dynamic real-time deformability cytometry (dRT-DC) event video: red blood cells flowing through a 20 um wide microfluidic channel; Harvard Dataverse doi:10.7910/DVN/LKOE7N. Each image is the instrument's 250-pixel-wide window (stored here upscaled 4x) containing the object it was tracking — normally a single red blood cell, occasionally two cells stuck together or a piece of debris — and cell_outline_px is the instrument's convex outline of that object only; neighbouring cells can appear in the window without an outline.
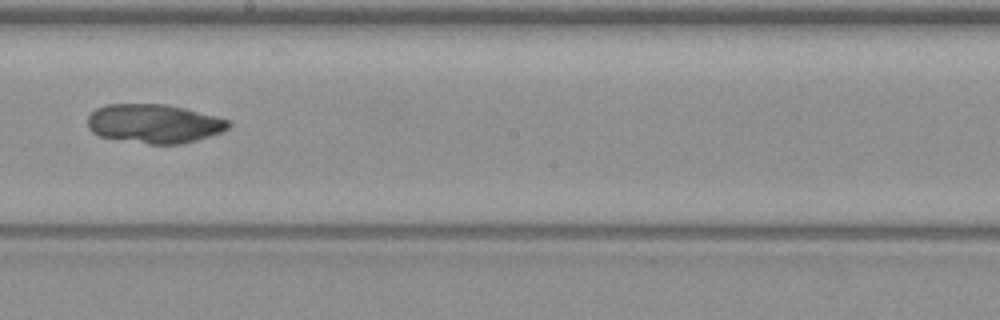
{"species": "common noctule bat (a hibernating species)", "species_latin": "Nyctalus noctula", "temperature_condition": "warm", "stored_images_in_passage": 8, "camera_frame_rate_fps": 3000, "um_per_image_px": 0.085, "animal": {"sex": "female", "body_mass_g": 19.3, "forearm_length_mm": 54.1}, "frame": {"image": 1, "passage_image": 6, "time_ms": 6.0, "image_size_px": [1000, 320], "cell_outline_px": [[232, 124], [228, 128], [220, 132], [196, 140], [180, 144], [148, 144], [100, 136], [92, 132], [88, 128], [88, 116], [96, 108], [108, 104], [164, 104], [184, 108], [228, 120]], "centroid_in_image_um": [13.07, 10.51], "position_along_channel_um": 235.1, "area_um2": 31.67}}
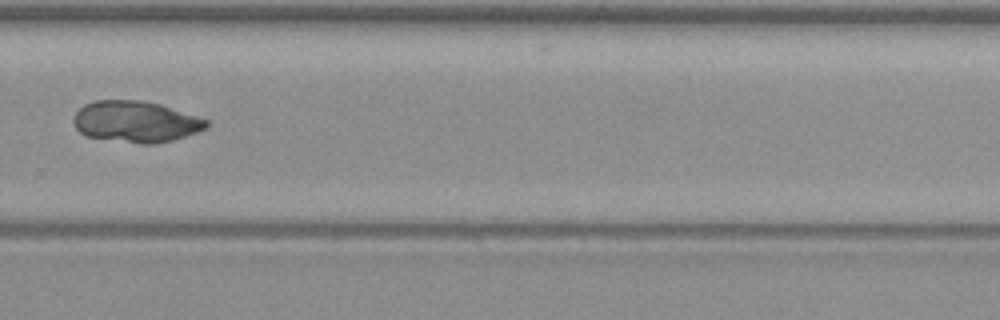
{"frame": {"image": 2, "passage_image": 8, "time_ms": 8.333, "image_size_px": [1000, 320], "cell_outline_px": [[208, 128], [172, 140], [156, 144], [140, 144], [88, 136], [80, 132], [76, 128], [72, 120], [76, 112], [84, 104], [96, 100], [144, 100], [160, 104], [208, 120]], "centroid_in_image_um": [11.53, 10.33], "position_along_channel_um": 318.3, "area_um2": 31.85}}